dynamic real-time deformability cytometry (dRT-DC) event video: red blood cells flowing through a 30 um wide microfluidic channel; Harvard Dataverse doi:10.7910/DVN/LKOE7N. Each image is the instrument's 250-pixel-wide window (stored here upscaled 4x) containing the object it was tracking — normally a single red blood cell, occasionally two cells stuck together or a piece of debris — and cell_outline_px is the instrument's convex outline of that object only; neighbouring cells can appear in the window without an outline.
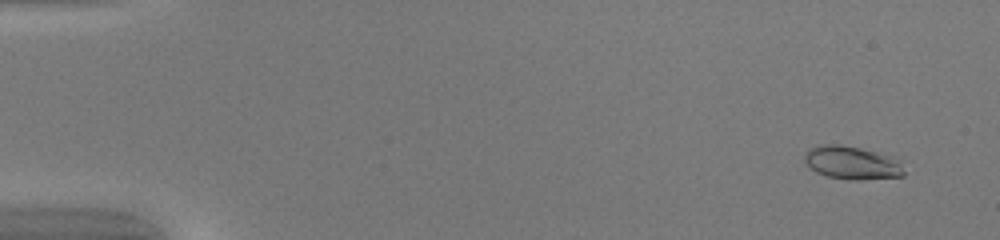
{"species": "common noctule bat (a hibernating species)", "species_latin": "Nyctalus noctula", "temperature_condition": "warm", "stored_images_in_passage": 51, "camera_frame_rate_fps": 3000, "um_per_image_px": 0.085, "animal": {"sex": "female", "body_mass_g": 20.0, "forearm_length_mm": 54.0}, "frame": {"image": 1, "passage_image": 4, "time_ms": 1.0, "image_size_px": [1000, 240], "cell_outline_px": [[904, 176], [860, 180], [848, 180], [828, 176], [816, 172], [804, 160], [804, 152], [808, 148], [820, 144], [840, 144], [860, 148], [876, 152], [888, 156], [896, 160], [900, 164], [904, 172]], "centroid_in_image_um": [72.36, 13.83], "position_along_channel_um": 12.6, "area_um2": 19.13}}
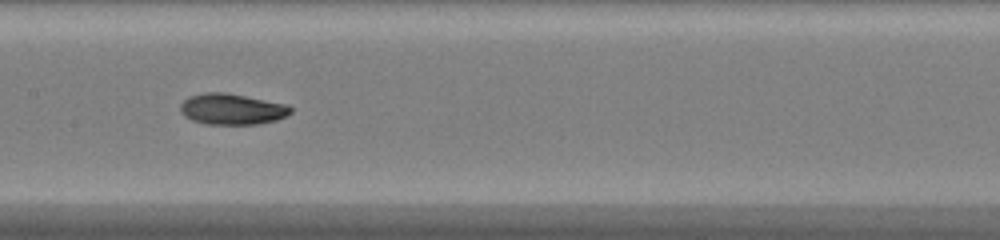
{"frame": {"image": 2, "passage_image": 27, "time_ms": 8.667, "image_size_px": [1000, 240], "cell_outline_px": [[292, 112], [276, 120], [260, 124], [204, 124], [192, 120], [184, 116], [180, 112], [180, 104], [188, 96], [204, 92], [224, 92], [288, 104], [292, 108]], "centroid_in_image_um": [19.69, 9.27], "position_along_channel_um": 187.7, "area_um2": 20.06}}
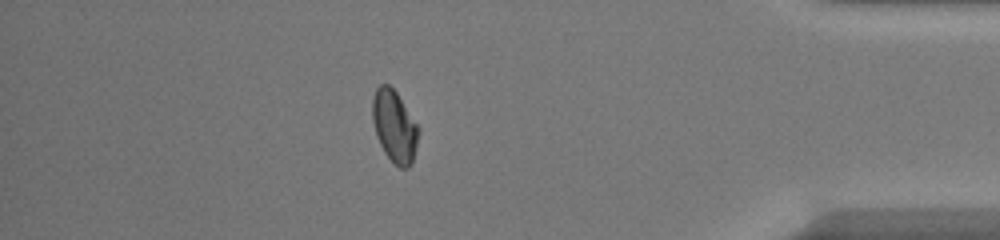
{"frame": {"image": 3, "passage_image": 45, "time_ms": 14.667, "image_size_px": [1000, 240], "cell_outline_px": [[420, 132], [412, 164], [408, 168], [400, 168], [384, 152], [376, 136], [372, 120], [372, 96], [376, 88], [380, 84], [388, 84], [396, 92], [420, 128]], "centroid_in_image_um": [33.53, 10.73], "position_along_channel_um": 401.7, "area_um2": 19.42}, "authors_computed_cell_mechanics": {"area_um2": 19.1896, "velocity_mm_per_s": 4.1665, "shape_relaxation_time_tau1_ms": null, "shape_relaxation_time_tau2_ms": 2.4557, "deformation_change_tau1": null, "deformation_change_tau2": 0.0585}}